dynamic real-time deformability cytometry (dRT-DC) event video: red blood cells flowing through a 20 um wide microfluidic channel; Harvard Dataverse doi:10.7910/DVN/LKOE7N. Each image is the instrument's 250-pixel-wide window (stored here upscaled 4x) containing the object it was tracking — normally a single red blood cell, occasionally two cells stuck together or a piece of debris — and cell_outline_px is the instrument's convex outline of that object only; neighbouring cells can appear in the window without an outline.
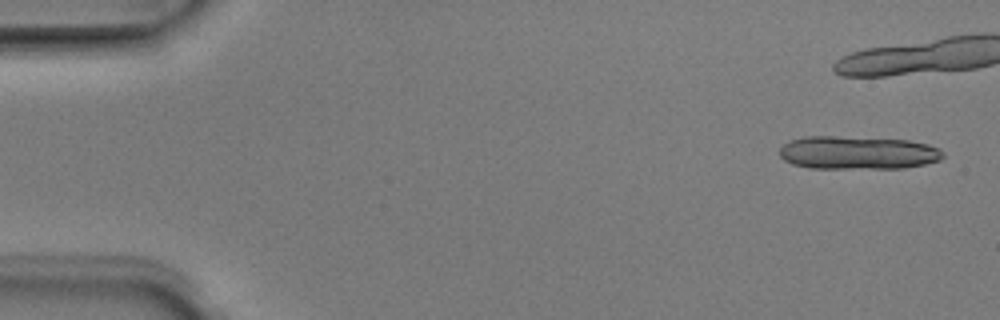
{"species": "Egyptian fruit bat (a non-hibernating species)", "species_latin": "Rousettus aegyptiacus", "temperature_condition": "room temperature", "stored_images_in_passage": 6, "camera_frame_rate_fps": 3000, "um_per_image_px": 0.085, "animal": {"sex": "male"}, "frame": {"image": 1, "passage_image": 1, "time_ms": 0.0, "image_size_px": [1000, 320], "cell_outline_px": [[944, 156], [940, 160], [924, 164], [904, 168], [808, 168], [792, 164], [784, 160], [780, 156], [780, 148], [784, 144], [792, 140], [808, 136], [836, 136], [908, 140], [928, 144], [940, 148], [944, 152]], "centroid_in_image_um": [72.93, 12.98], "position_along_channel_um": 12.1, "area_um2": 31.73}}
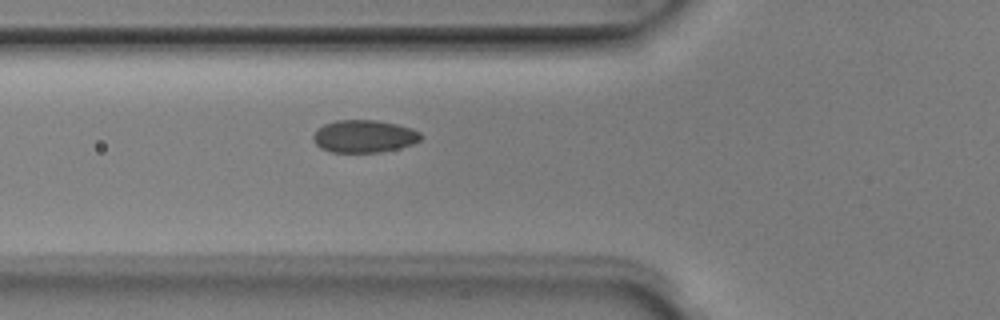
{"frame": {"image": 2, "passage_image": 6, "time_ms": 1.667, "image_size_px": [1000, 320], "cell_outline_px": [[424, 136], [420, 140], [412, 144], [400, 148], [380, 152], [332, 152], [320, 148], [312, 140], [312, 136], [316, 128], [324, 124], [336, 120], [376, 120], [396, 124], [412, 128], [420, 132]], "centroid_in_image_um": [30.93, 11.58], "position_along_channel_um": 94.9, "area_um2": 20.63}}